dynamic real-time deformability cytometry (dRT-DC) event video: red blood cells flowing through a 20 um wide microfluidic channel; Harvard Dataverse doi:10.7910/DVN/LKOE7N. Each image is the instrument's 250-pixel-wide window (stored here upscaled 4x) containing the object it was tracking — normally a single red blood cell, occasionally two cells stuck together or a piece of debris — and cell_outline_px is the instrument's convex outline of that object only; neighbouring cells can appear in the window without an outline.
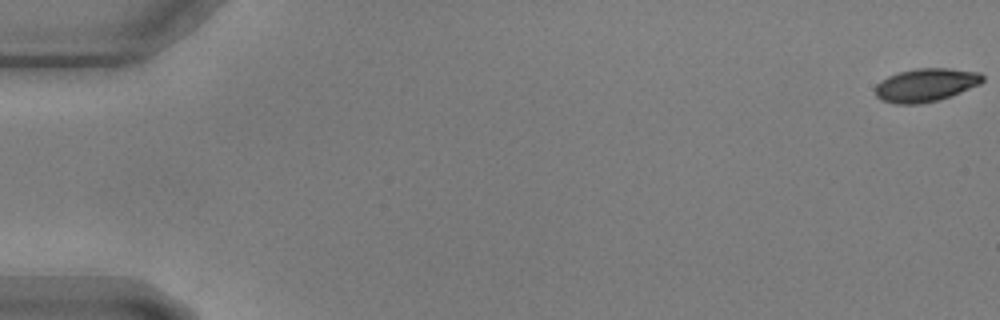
{"species": "common noctule bat (a hibernating species)", "species_latin": "Nyctalus noctula", "temperature_condition": "warm", "stored_images_in_passage": 14, "camera_frame_rate_fps": 3000, "um_per_image_px": 0.085, "animal": {"sex": "male", "body_mass_g": 17.9, "forearm_length_mm": 54.2}, "frame": {"image": 1, "passage_image": 1, "time_ms": 0.0, "image_size_px": [1000, 320], "cell_outline_px": [[984, 80], [980, 84], [952, 96], [940, 100], [920, 104], [896, 104], [880, 100], [876, 96], [876, 84], [880, 80], [888, 76], [900, 72], [916, 68], [948, 68], [980, 72], [984, 76]], "centroid_in_image_um": [78.7, 7.23], "position_along_channel_um": 6.3, "area_um2": 21.04}}